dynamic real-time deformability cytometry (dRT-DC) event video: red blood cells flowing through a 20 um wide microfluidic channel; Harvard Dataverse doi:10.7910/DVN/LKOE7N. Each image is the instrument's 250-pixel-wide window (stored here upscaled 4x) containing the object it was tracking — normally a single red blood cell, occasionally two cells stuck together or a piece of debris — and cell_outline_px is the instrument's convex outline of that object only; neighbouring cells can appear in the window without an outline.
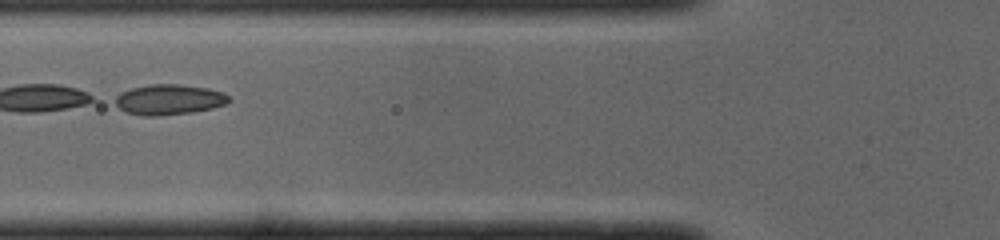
{"species": "common noctule bat (a hibernating species)", "species_latin": "Nyctalus noctula", "temperature_condition": "cold", "stored_images_in_passage": 44, "camera_frame_rate_fps": 3000, "um_per_image_px": 0.085, "animal": {"sex": "male", "body_mass_g": 19.0, "forearm_length_mm": 50.8}, "frame": {"image": 1, "passage_image": 13, "time_ms": 4.0, "image_size_px": [1000, 240], "cell_outline_px": [[232, 100], [228, 104], [212, 108], [192, 112], [156, 116], [144, 116], [128, 112], [120, 108], [116, 104], [116, 96], [120, 92], [132, 88], [148, 84], [180, 84], [208, 88], [220, 92], [228, 96]], "centroid_in_image_um": [14.39, 8.46], "position_along_channel_um": 111.4, "area_um2": 20.06}, "authors_computed_cell_mechanics": {"area_um2": 24.9407, "velocity_mm_per_s": 3.9542, "shape_relaxation_time_tau1_ms": 2.0215, "shape_relaxation_time_tau2_ms": 1.2397, "deformation_change_tau1": 0.0967, "deformation_change_tau2": 0.0598}}